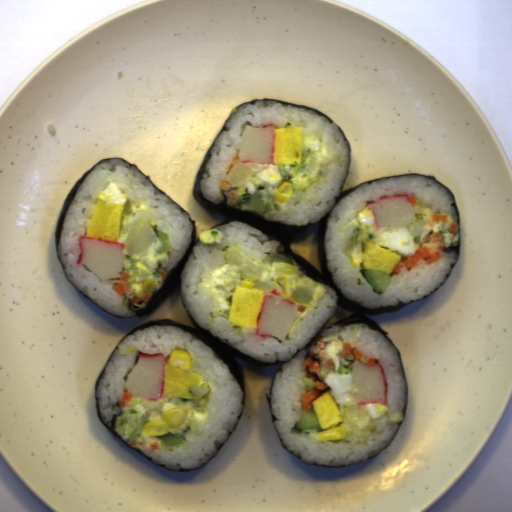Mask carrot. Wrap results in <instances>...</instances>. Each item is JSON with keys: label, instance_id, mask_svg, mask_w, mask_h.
Here are the masks:
<instances>
[{"label": "carrot", "instance_id": "carrot-1", "mask_svg": "<svg viewBox=\"0 0 512 512\" xmlns=\"http://www.w3.org/2000/svg\"><path fill=\"white\" fill-rule=\"evenodd\" d=\"M325 349L326 343L319 339L312 344L307 352V358H304L303 364L306 366L308 378L313 381L314 386L305 395L301 396V408L303 410L312 409L313 400L321 391L328 388L325 383L318 381L317 377L320 366L334 369V361L332 358H326Z\"/></svg>", "mask_w": 512, "mask_h": 512}, {"label": "carrot", "instance_id": "carrot-11", "mask_svg": "<svg viewBox=\"0 0 512 512\" xmlns=\"http://www.w3.org/2000/svg\"><path fill=\"white\" fill-rule=\"evenodd\" d=\"M407 200L411 204L412 208H414V206L416 204V201H417V198L410 197V198H407Z\"/></svg>", "mask_w": 512, "mask_h": 512}, {"label": "carrot", "instance_id": "carrot-8", "mask_svg": "<svg viewBox=\"0 0 512 512\" xmlns=\"http://www.w3.org/2000/svg\"><path fill=\"white\" fill-rule=\"evenodd\" d=\"M157 272L161 274L162 281L166 279L168 274L167 271L162 269V267L158 268Z\"/></svg>", "mask_w": 512, "mask_h": 512}, {"label": "carrot", "instance_id": "carrot-3", "mask_svg": "<svg viewBox=\"0 0 512 512\" xmlns=\"http://www.w3.org/2000/svg\"><path fill=\"white\" fill-rule=\"evenodd\" d=\"M121 277L119 278V283L114 286V291L119 295L122 293H126L127 297L130 298L133 304H139L140 301L148 302L153 293L148 291H143V296L135 295L129 288L128 282L130 275L123 269L118 273Z\"/></svg>", "mask_w": 512, "mask_h": 512}, {"label": "carrot", "instance_id": "carrot-9", "mask_svg": "<svg viewBox=\"0 0 512 512\" xmlns=\"http://www.w3.org/2000/svg\"><path fill=\"white\" fill-rule=\"evenodd\" d=\"M148 445H149V447H150V449H151V451H152V452H153V451H156V450H159V447H158V444H157V442H156V441H155V442H153V443H151V444H148Z\"/></svg>", "mask_w": 512, "mask_h": 512}, {"label": "carrot", "instance_id": "carrot-2", "mask_svg": "<svg viewBox=\"0 0 512 512\" xmlns=\"http://www.w3.org/2000/svg\"><path fill=\"white\" fill-rule=\"evenodd\" d=\"M444 249L445 239L442 233L433 232L423 239L419 249L414 252V255L399 260L392 274H398L402 271L403 267L407 270L411 269L417 266L420 261H423L427 266L432 263H437L441 258L440 253H444Z\"/></svg>", "mask_w": 512, "mask_h": 512}, {"label": "carrot", "instance_id": "carrot-4", "mask_svg": "<svg viewBox=\"0 0 512 512\" xmlns=\"http://www.w3.org/2000/svg\"><path fill=\"white\" fill-rule=\"evenodd\" d=\"M338 358L358 360L363 364L374 366L376 358L364 356L357 348L352 346L351 342L342 341V349L338 354Z\"/></svg>", "mask_w": 512, "mask_h": 512}, {"label": "carrot", "instance_id": "carrot-10", "mask_svg": "<svg viewBox=\"0 0 512 512\" xmlns=\"http://www.w3.org/2000/svg\"><path fill=\"white\" fill-rule=\"evenodd\" d=\"M456 230H457V225L455 223H451L448 231L451 232L452 234H455Z\"/></svg>", "mask_w": 512, "mask_h": 512}, {"label": "carrot", "instance_id": "carrot-6", "mask_svg": "<svg viewBox=\"0 0 512 512\" xmlns=\"http://www.w3.org/2000/svg\"><path fill=\"white\" fill-rule=\"evenodd\" d=\"M133 395L129 391H123L122 399L121 401H117L119 407H123L129 403V401L132 399Z\"/></svg>", "mask_w": 512, "mask_h": 512}, {"label": "carrot", "instance_id": "carrot-5", "mask_svg": "<svg viewBox=\"0 0 512 512\" xmlns=\"http://www.w3.org/2000/svg\"><path fill=\"white\" fill-rule=\"evenodd\" d=\"M238 155L237 156H234L233 159L231 160V163H230V166L228 168V171L223 179V181L221 182L219 188L220 190L223 192V194L232 202L234 203L235 205L237 204L238 200L232 190V187L231 185L229 184L228 182V175L229 173L231 172L232 168L234 167V165L237 163L238 161Z\"/></svg>", "mask_w": 512, "mask_h": 512}, {"label": "carrot", "instance_id": "carrot-7", "mask_svg": "<svg viewBox=\"0 0 512 512\" xmlns=\"http://www.w3.org/2000/svg\"><path fill=\"white\" fill-rule=\"evenodd\" d=\"M448 214L445 213H436L432 214L431 221L435 222H446V217Z\"/></svg>", "mask_w": 512, "mask_h": 512}]
</instances>
